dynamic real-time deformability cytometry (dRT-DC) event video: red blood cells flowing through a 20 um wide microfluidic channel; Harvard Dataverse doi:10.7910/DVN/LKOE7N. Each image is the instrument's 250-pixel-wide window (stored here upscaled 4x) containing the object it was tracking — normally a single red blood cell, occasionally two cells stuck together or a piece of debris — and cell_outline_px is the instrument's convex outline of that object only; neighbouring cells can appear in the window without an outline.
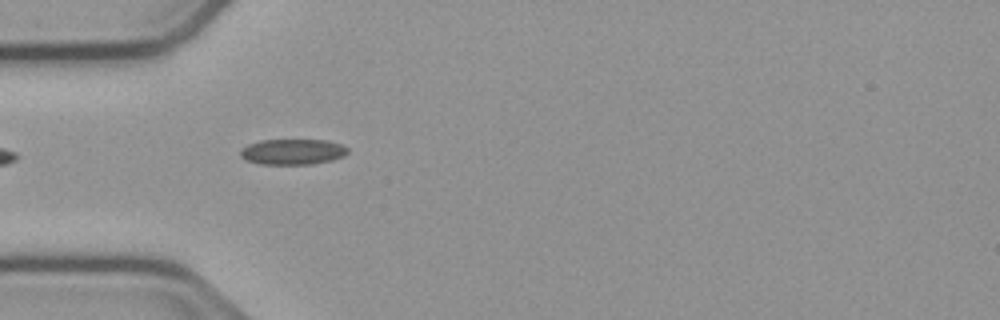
{"species": "common noctule bat (a hibernating species)", "species_latin": "Nyctalus noctula", "temperature_condition": "cold", "stored_images_in_passage": 42, "camera_frame_rate_fps": 3000, "um_per_image_px": 0.085, "animal": {"sex": "male", "body_mass_g": 23.1, "forearm_length_mm": 52.7}, "frame": {"image": 1, "passage_image": 4, "time_ms": 1.0, "image_size_px": [1000, 320], "cell_outline_px": [[348, 152], [344, 156], [332, 160], [312, 164], [260, 164], [244, 160], [240, 156], [240, 148], [248, 144], [260, 140], [328, 140], [340, 144], [348, 148]], "centroid_in_image_um": [24.84, 12.9], "position_along_channel_um": 60.2, "area_um2": 16.18}}
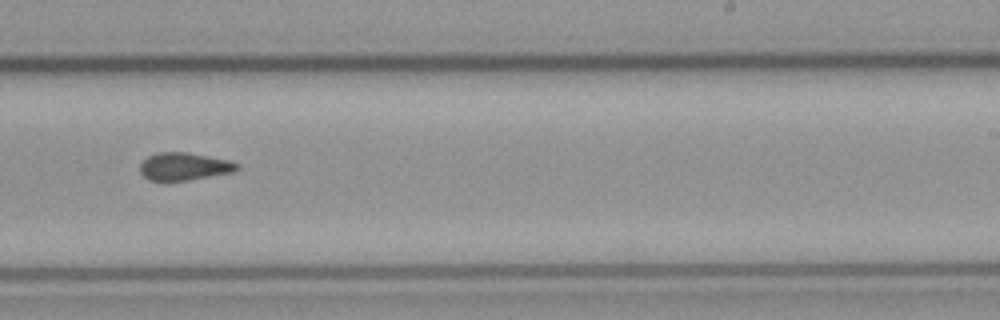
{"frame": {"image": 2, "passage_image": 21, "time_ms": 6.667, "image_size_px": [1000, 320], "cell_outline_px": [[240, 168], [232, 172], [188, 180], [164, 184], [148, 180], [140, 172], [140, 164], [148, 156], [156, 152], [188, 152], [228, 160], [240, 164]], "centroid_in_image_um": [15.6, 14.18], "position_along_channel_um": 273.4, "area_um2": 16.13}}
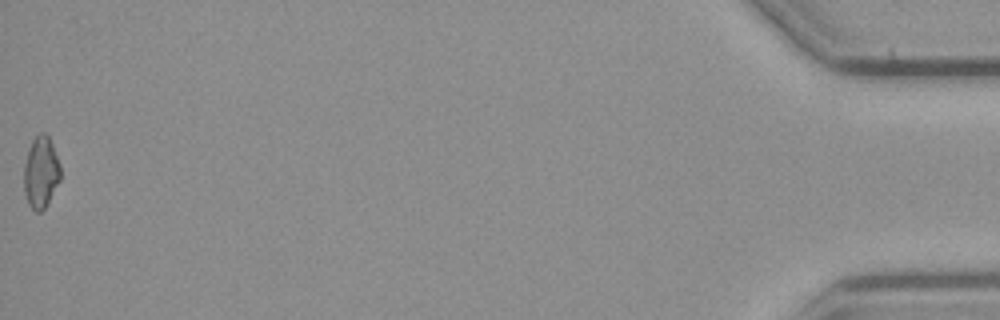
{"frame": {"image": 3, "passage_image": 42, "time_ms": 13.667, "image_size_px": [1000, 320], "cell_outline_px": [[60, 180], [44, 208], [40, 212], [36, 212], [28, 204], [24, 192], [24, 164], [28, 148], [32, 140], [40, 132], [44, 132], [48, 136], [52, 144], [60, 164]], "centroid_in_image_um": [3.46, 14.63], "position_along_channel_um": 431.7, "area_um2": 15.2}, "authors_computed_cell_mechanics": {"area_um2": 15.895, "velocity_mm_per_s": 3.7914, "shape_relaxation_time_tau1_ms": null, "shape_relaxation_time_tau2_ms": 4.0653, "deformation_change_tau1": null, "deformation_change_tau2": 0.0901}}